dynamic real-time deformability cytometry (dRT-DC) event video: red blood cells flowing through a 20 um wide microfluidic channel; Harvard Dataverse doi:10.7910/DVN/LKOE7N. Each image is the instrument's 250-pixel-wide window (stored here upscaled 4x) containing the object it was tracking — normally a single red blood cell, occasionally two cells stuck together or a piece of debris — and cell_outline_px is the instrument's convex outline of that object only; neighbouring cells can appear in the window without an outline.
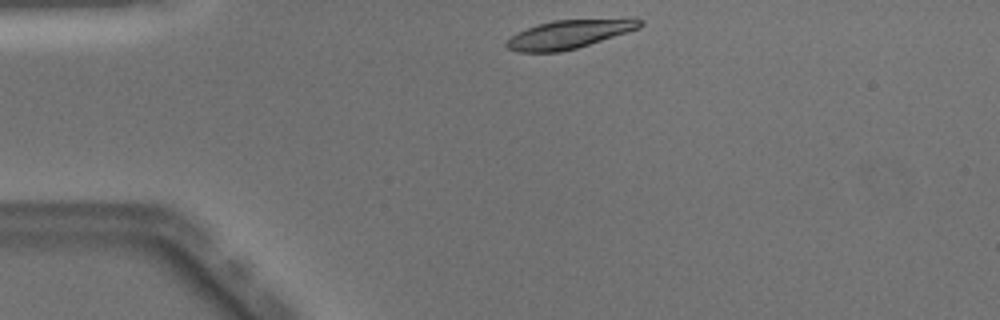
{"species": "Egyptian fruit bat (a non-hibernating species)", "species_latin": "Rousettus aegyptiacus", "temperature_condition": "warm", "stored_images_in_passage": 40, "camera_frame_rate_fps": 3000, "um_per_image_px": 0.085, "animal": {"sex": "male"}, "frame": {"image": 1, "passage_image": 1, "time_ms": 0.0, "image_size_px": [1000, 320], "cell_outline_px": [[644, 24], [640, 28], [628, 32], [576, 48], [560, 52], [520, 52], [508, 48], [504, 44], [512, 36], [528, 28], [552, 20], [632, 16], [636, 16], [644, 20]], "centroid_in_image_um": [48.55, 2.85], "position_along_channel_um": 36.5, "area_um2": 22.77}}
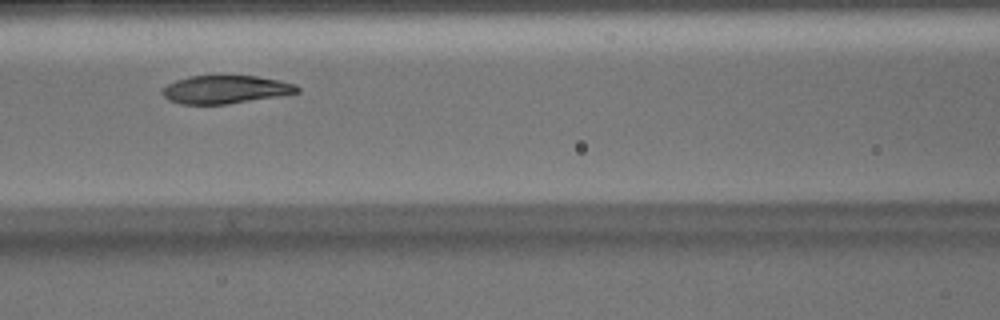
{"frame": {"image": 2, "passage_image": 12, "time_ms": 3.667, "image_size_px": [1000, 320], "cell_outline_px": [[300, 92], [228, 104], [180, 104], [168, 100], [160, 92], [160, 88], [176, 80], [188, 76], [256, 76], [280, 80], [296, 84], [300, 88]], "centroid_in_image_um": [19.13, 7.6], "position_along_channel_um": 147.5, "area_um2": 22.14}}
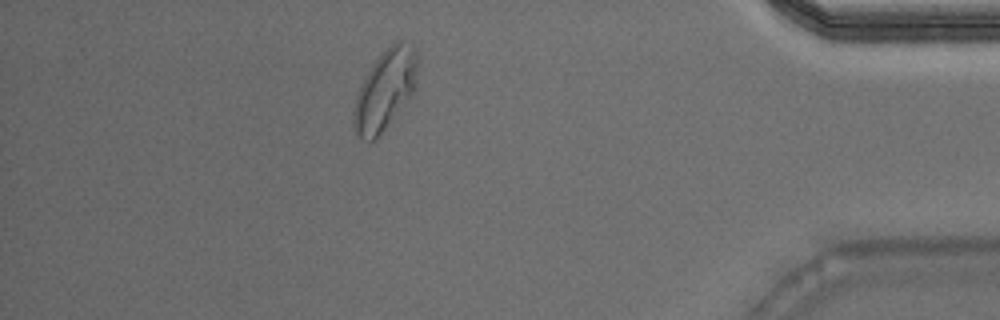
{"frame": {"image": 3, "passage_image": 34, "time_ms": 11.0, "image_size_px": [1000, 320], "cell_outline_px": [[420, 60], [416, 92], [376, 140], [372, 140], [360, 136], [352, 128], [352, 112], [356, 96], [364, 76], [372, 64], [396, 40], [404, 40], [412, 44], [416, 48]], "centroid_in_image_um": [32.8, 7.61], "position_along_channel_um": 402.4, "area_um2": 30.69}, "authors_computed_cell_mechanics": {"area_um2": 23.9292, "velocity_mm_per_s": 4.0292, "shape_relaxation_time_tau1_ms": 3.8029, "shape_relaxation_time_tau2_ms": 1.0194, "deformation_change_tau1": 0.1746, "deformation_change_tau2": 0.0417}}